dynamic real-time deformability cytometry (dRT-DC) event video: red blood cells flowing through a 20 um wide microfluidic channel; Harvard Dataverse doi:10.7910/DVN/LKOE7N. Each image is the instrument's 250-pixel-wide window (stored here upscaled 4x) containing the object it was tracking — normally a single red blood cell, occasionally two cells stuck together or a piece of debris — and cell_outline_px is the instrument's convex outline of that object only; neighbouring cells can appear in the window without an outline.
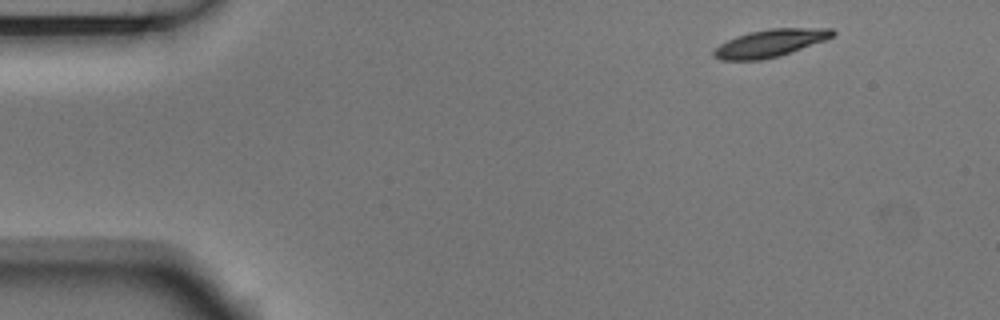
{"species": "Egyptian fruit bat (a non-hibernating species)", "species_latin": "Rousettus aegyptiacus", "temperature_condition": "room temperature", "stored_images_in_passage": 4, "camera_frame_rate_fps": 3000, "um_per_image_px": 0.085, "animal": {"sex": "male"}, "frame": {"image": 1, "passage_image": 1, "time_ms": 0.0, "image_size_px": [1000, 320], "cell_outline_px": [[836, 32], [832, 36], [824, 40], [780, 56], [760, 60], [720, 60], [712, 56], [712, 52], [720, 44], [736, 36], [748, 32], [768, 28], [832, 28]], "centroid_in_image_um": [65.43, 3.66], "position_along_channel_um": 19.6, "area_um2": 19.02}}
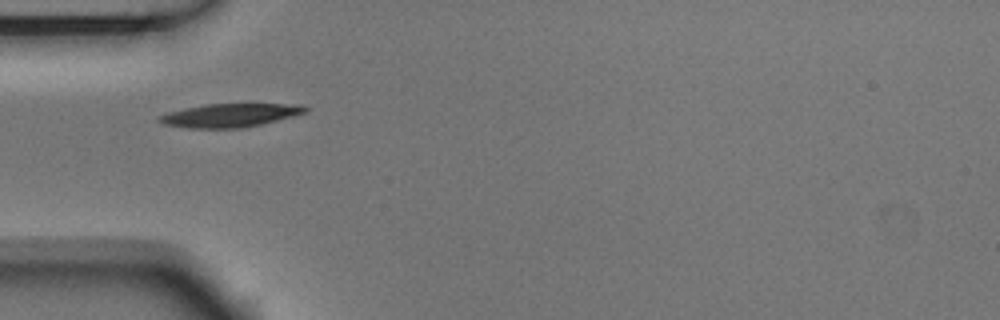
{"frame": {"image": 2, "passage_image": 4, "time_ms": 1.0, "image_size_px": [1000, 320], "cell_outline_px": [[308, 112], [244, 128], [188, 128], [164, 124], [156, 120], [160, 116], [168, 112], [184, 108], [204, 104], [304, 104], [308, 108]], "centroid_in_image_um": [19.55, 9.79], "position_along_channel_um": 65.4, "area_um2": 19.94}}